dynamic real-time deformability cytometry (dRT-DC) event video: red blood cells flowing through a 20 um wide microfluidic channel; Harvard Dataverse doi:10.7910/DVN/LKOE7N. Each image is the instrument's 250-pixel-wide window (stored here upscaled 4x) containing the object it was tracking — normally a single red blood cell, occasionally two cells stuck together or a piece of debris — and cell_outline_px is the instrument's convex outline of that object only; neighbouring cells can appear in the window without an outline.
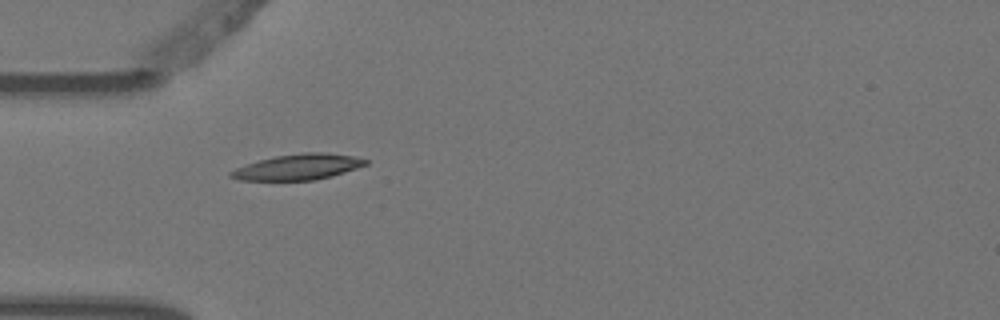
{"species": "Egyptian fruit bat (a non-hibernating species)", "species_latin": "Rousettus aegyptiacus", "temperature_condition": "warm", "stored_images_in_passage": 6, "camera_frame_rate_fps": 3000, "um_per_image_px": 0.085, "animal": {"sex": "female"}, "frame": {"image": 1, "passage_image": 1, "time_ms": 0.0, "image_size_px": [1000, 320], "cell_outline_px": [[368, 164], [332, 176], [316, 180], [240, 180], [228, 176], [228, 172], [236, 168], [260, 160], [276, 156], [304, 152], [324, 152], [356, 156], [368, 160]], "centroid_in_image_um": [25.36, 14.19], "position_along_channel_um": 59.6, "area_um2": 20.11}}
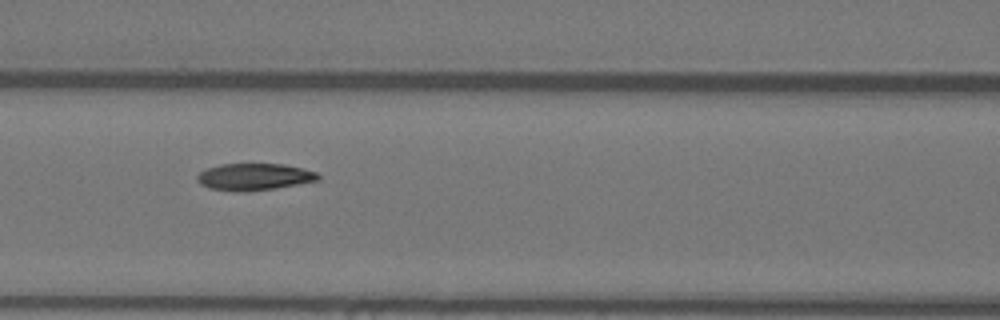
{"frame": {"image": 2, "passage_image": 3, "time_ms": 0.667, "image_size_px": [1000, 320], "cell_outline_px": [[320, 180], [276, 188], [244, 192], [236, 192], [208, 188], [200, 184], [196, 180], [196, 176], [200, 172], [208, 168], [220, 164], [284, 164], [316, 172], [320, 176]], "centroid_in_image_um": [21.58, 15.04], "position_along_channel_um": 145.0, "area_um2": 19.02}}
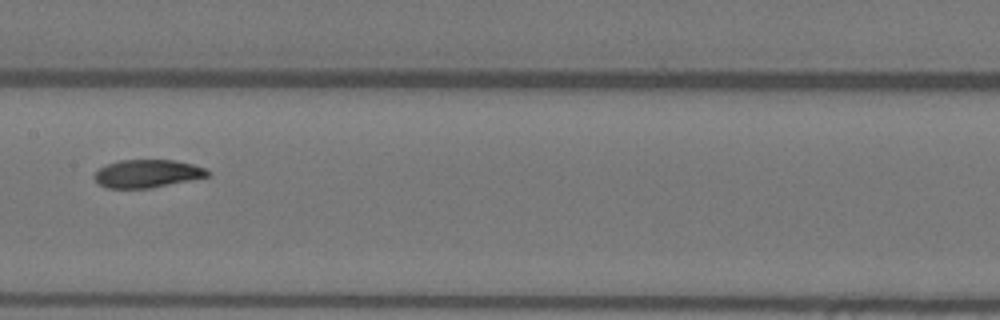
{"frame": {"image": 3, "passage_image": 4, "time_ms": 1.0, "image_size_px": [1000, 320], "cell_outline_px": [[212, 172], [208, 176], [152, 188], [108, 188], [96, 184], [92, 176], [100, 168], [108, 164], [120, 160], [176, 160], [192, 164], [204, 168]], "centroid_in_image_um": [12.49, 14.76], "position_along_channel_um": 194.9, "area_um2": 18.5}}